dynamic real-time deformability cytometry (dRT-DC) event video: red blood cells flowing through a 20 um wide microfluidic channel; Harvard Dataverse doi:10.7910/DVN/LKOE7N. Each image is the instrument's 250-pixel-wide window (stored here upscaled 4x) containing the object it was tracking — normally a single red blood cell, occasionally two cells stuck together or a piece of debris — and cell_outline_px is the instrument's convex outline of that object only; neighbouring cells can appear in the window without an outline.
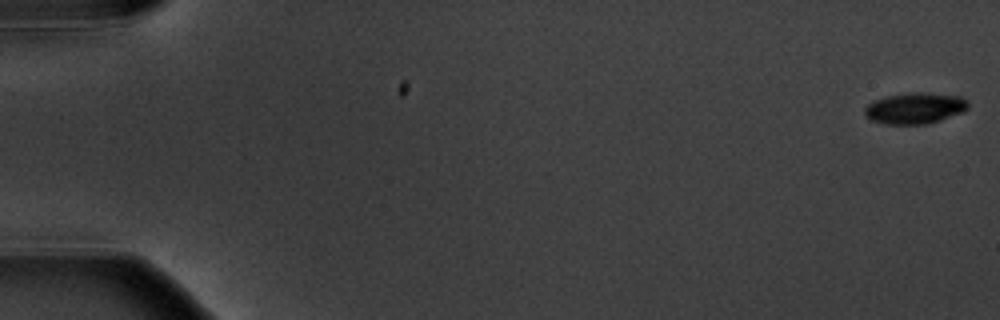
{"species": "common noctule bat (a hibernating species)", "species_latin": "Nyctalus noctula", "temperature_condition": "warm", "stored_images_in_passage": 6, "camera_frame_rate_fps": 3000, "um_per_image_px": 0.085, "animal": {"sex": "male", "body_mass_g": 20.1, "forearm_length_mm": 53.5}, "frame": {"image": 1, "passage_image": 1, "time_ms": 0.0, "image_size_px": [1000, 320], "cell_outline_px": [[968, 108], [964, 112], [940, 120], [924, 124], [888, 124], [872, 120], [864, 116], [864, 108], [868, 104], [876, 100], [888, 96], [908, 92], [924, 92], [960, 96], [968, 100]], "centroid_in_image_um": [77.79, 9.19], "position_along_channel_um": 7.2, "area_um2": 18.79}}